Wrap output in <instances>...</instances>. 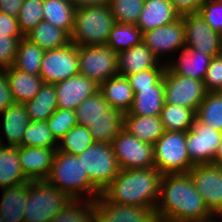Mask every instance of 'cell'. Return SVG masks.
Returning <instances> with one entry per match:
<instances>
[{
  "instance_id": "6da1fadb",
  "label": "cell",
  "mask_w": 222,
  "mask_h": 222,
  "mask_svg": "<svg viewBox=\"0 0 222 222\" xmlns=\"http://www.w3.org/2000/svg\"><path fill=\"white\" fill-rule=\"evenodd\" d=\"M155 210L159 222H186L212 215L189 173L162 175Z\"/></svg>"
},
{
  "instance_id": "7a4b0ae2",
  "label": "cell",
  "mask_w": 222,
  "mask_h": 222,
  "mask_svg": "<svg viewBox=\"0 0 222 222\" xmlns=\"http://www.w3.org/2000/svg\"><path fill=\"white\" fill-rule=\"evenodd\" d=\"M161 178L156 167L120 170L101 194L112 203L156 208Z\"/></svg>"
},
{
  "instance_id": "3957f363",
  "label": "cell",
  "mask_w": 222,
  "mask_h": 222,
  "mask_svg": "<svg viewBox=\"0 0 222 222\" xmlns=\"http://www.w3.org/2000/svg\"><path fill=\"white\" fill-rule=\"evenodd\" d=\"M46 180L74 200H96L101 194L90 182L78 156L62 151L55 152Z\"/></svg>"
},
{
  "instance_id": "277c9868",
  "label": "cell",
  "mask_w": 222,
  "mask_h": 222,
  "mask_svg": "<svg viewBox=\"0 0 222 222\" xmlns=\"http://www.w3.org/2000/svg\"><path fill=\"white\" fill-rule=\"evenodd\" d=\"M115 23L109 5L78 8L70 42L78 47L106 44Z\"/></svg>"
},
{
  "instance_id": "5b68a950",
  "label": "cell",
  "mask_w": 222,
  "mask_h": 222,
  "mask_svg": "<svg viewBox=\"0 0 222 222\" xmlns=\"http://www.w3.org/2000/svg\"><path fill=\"white\" fill-rule=\"evenodd\" d=\"M72 199L47 180L28 182L24 222H51Z\"/></svg>"
},
{
  "instance_id": "8992f818",
  "label": "cell",
  "mask_w": 222,
  "mask_h": 222,
  "mask_svg": "<svg viewBox=\"0 0 222 222\" xmlns=\"http://www.w3.org/2000/svg\"><path fill=\"white\" fill-rule=\"evenodd\" d=\"M154 167L164 174L188 173L194 166L186 150V132L165 131L153 145Z\"/></svg>"
},
{
  "instance_id": "52a82bcc",
  "label": "cell",
  "mask_w": 222,
  "mask_h": 222,
  "mask_svg": "<svg viewBox=\"0 0 222 222\" xmlns=\"http://www.w3.org/2000/svg\"><path fill=\"white\" fill-rule=\"evenodd\" d=\"M90 182L102 192L119 174L120 168L112 145L95 142L77 155Z\"/></svg>"
},
{
  "instance_id": "ba28073f",
  "label": "cell",
  "mask_w": 222,
  "mask_h": 222,
  "mask_svg": "<svg viewBox=\"0 0 222 222\" xmlns=\"http://www.w3.org/2000/svg\"><path fill=\"white\" fill-rule=\"evenodd\" d=\"M78 58L79 74L98 85L118 74V54L106 44L80 46Z\"/></svg>"
},
{
  "instance_id": "9c48e42d",
  "label": "cell",
  "mask_w": 222,
  "mask_h": 222,
  "mask_svg": "<svg viewBox=\"0 0 222 222\" xmlns=\"http://www.w3.org/2000/svg\"><path fill=\"white\" fill-rule=\"evenodd\" d=\"M164 103L198 110L206 90L203 81L171 72L166 68L163 75Z\"/></svg>"
},
{
  "instance_id": "30bf717a",
  "label": "cell",
  "mask_w": 222,
  "mask_h": 222,
  "mask_svg": "<svg viewBox=\"0 0 222 222\" xmlns=\"http://www.w3.org/2000/svg\"><path fill=\"white\" fill-rule=\"evenodd\" d=\"M120 170L154 167L153 145L122 129L111 142Z\"/></svg>"
},
{
  "instance_id": "8fae6325",
  "label": "cell",
  "mask_w": 222,
  "mask_h": 222,
  "mask_svg": "<svg viewBox=\"0 0 222 222\" xmlns=\"http://www.w3.org/2000/svg\"><path fill=\"white\" fill-rule=\"evenodd\" d=\"M78 74V46L70 42L64 47L44 51L39 73L43 83L55 84Z\"/></svg>"
},
{
  "instance_id": "7c38bea8",
  "label": "cell",
  "mask_w": 222,
  "mask_h": 222,
  "mask_svg": "<svg viewBox=\"0 0 222 222\" xmlns=\"http://www.w3.org/2000/svg\"><path fill=\"white\" fill-rule=\"evenodd\" d=\"M186 47L214 57L222 53V34L211 28L199 12L181 15Z\"/></svg>"
},
{
  "instance_id": "4fadbf2b",
  "label": "cell",
  "mask_w": 222,
  "mask_h": 222,
  "mask_svg": "<svg viewBox=\"0 0 222 222\" xmlns=\"http://www.w3.org/2000/svg\"><path fill=\"white\" fill-rule=\"evenodd\" d=\"M222 142V132L201 123L197 118L186 131V150L194 165L212 164L216 150Z\"/></svg>"
},
{
  "instance_id": "5bb4252c",
  "label": "cell",
  "mask_w": 222,
  "mask_h": 222,
  "mask_svg": "<svg viewBox=\"0 0 222 222\" xmlns=\"http://www.w3.org/2000/svg\"><path fill=\"white\" fill-rule=\"evenodd\" d=\"M188 173L208 210L212 214L222 215V167L214 164L194 165Z\"/></svg>"
},
{
  "instance_id": "9a60e30c",
  "label": "cell",
  "mask_w": 222,
  "mask_h": 222,
  "mask_svg": "<svg viewBox=\"0 0 222 222\" xmlns=\"http://www.w3.org/2000/svg\"><path fill=\"white\" fill-rule=\"evenodd\" d=\"M143 43L159 59L163 60V55H175L181 48L186 47L185 25L180 17L173 23L162 25L155 29L143 32ZM175 51V52H174ZM174 52V53H173ZM173 53V54H172Z\"/></svg>"
},
{
  "instance_id": "2e32d148",
  "label": "cell",
  "mask_w": 222,
  "mask_h": 222,
  "mask_svg": "<svg viewBox=\"0 0 222 222\" xmlns=\"http://www.w3.org/2000/svg\"><path fill=\"white\" fill-rule=\"evenodd\" d=\"M96 222H159L155 208L108 201L102 194L95 200Z\"/></svg>"
},
{
  "instance_id": "e0dca14e",
  "label": "cell",
  "mask_w": 222,
  "mask_h": 222,
  "mask_svg": "<svg viewBox=\"0 0 222 222\" xmlns=\"http://www.w3.org/2000/svg\"><path fill=\"white\" fill-rule=\"evenodd\" d=\"M57 108L75 110L83 100L99 90V85L84 75H75L54 84Z\"/></svg>"
},
{
  "instance_id": "ac0fdd59",
  "label": "cell",
  "mask_w": 222,
  "mask_h": 222,
  "mask_svg": "<svg viewBox=\"0 0 222 222\" xmlns=\"http://www.w3.org/2000/svg\"><path fill=\"white\" fill-rule=\"evenodd\" d=\"M57 148L19 147V162L25 176L31 180H46L51 171Z\"/></svg>"
},
{
  "instance_id": "d6986e66",
  "label": "cell",
  "mask_w": 222,
  "mask_h": 222,
  "mask_svg": "<svg viewBox=\"0 0 222 222\" xmlns=\"http://www.w3.org/2000/svg\"><path fill=\"white\" fill-rule=\"evenodd\" d=\"M179 51L174 60L170 56L162 62L166 63L167 68L173 73L203 81L212 57L187 47Z\"/></svg>"
},
{
  "instance_id": "ffe728a7",
  "label": "cell",
  "mask_w": 222,
  "mask_h": 222,
  "mask_svg": "<svg viewBox=\"0 0 222 222\" xmlns=\"http://www.w3.org/2000/svg\"><path fill=\"white\" fill-rule=\"evenodd\" d=\"M154 67H167L142 42L128 50L118 53V74L129 76Z\"/></svg>"
},
{
  "instance_id": "44dd1931",
  "label": "cell",
  "mask_w": 222,
  "mask_h": 222,
  "mask_svg": "<svg viewBox=\"0 0 222 222\" xmlns=\"http://www.w3.org/2000/svg\"><path fill=\"white\" fill-rule=\"evenodd\" d=\"M0 115H2V132H4L0 131V144L5 145L4 142L7 140L6 146H22V137L30 122L24 104L13 103L0 112ZM3 136H5L4 141Z\"/></svg>"
},
{
  "instance_id": "7402d4cb",
  "label": "cell",
  "mask_w": 222,
  "mask_h": 222,
  "mask_svg": "<svg viewBox=\"0 0 222 222\" xmlns=\"http://www.w3.org/2000/svg\"><path fill=\"white\" fill-rule=\"evenodd\" d=\"M181 15L170 0H145L144 8L136 26L146 32L162 25L175 22Z\"/></svg>"
},
{
  "instance_id": "603a6c76",
  "label": "cell",
  "mask_w": 222,
  "mask_h": 222,
  "mask_svg": "<svg viewBox=\"0 0 222 222\" xmlns=\"http://www.w3.org/2000/svg\"><path fill=\"white\" fill-rule=\"evenodd\" d=\"M134 99L124 115L160 116L164 105L163 77L151 88H132Z\"/></svg>"
},
{
  "instance_id": "cb8c5ba5",
  "label": "cell",
  "mask_w": 222,
  "mask_h": 222,
  "mask_svg": "<svg viewBox=\"0 0 222 222\" xmlns=\"http://www.w3.org/2000/svg\"><path fill=\"white\" fill-rule=\"evenodd\" d=\"M99 91L111 108L123 114L128 113L133 103L134 93L126 76L114 75L99 85Z\"/></svg>"
},
{
  "instance_id": "d4e9b609",
  "label": "cell",
  "mask_w": 222,
  "mask_h": 222,
  "mask_svg": "<svg viewBox=\"0 0 222 222\" xmlns=\"http://www.w3.org/2000/svg\"><path fill=\"white\" fill-rule=\"evenodd\" d=\"M123 129L138 140L152 145L165 132L160 116L124 115Z\"/></svg>"
},
{
  "instance_id": "484cf974",
  "label": "cell",
  "mask_w": 222,
  "mask_h": 222,
  "mask_svg": "<svg viewBox=\"0 0 222 222\" xmlns=\"http://www.w3.org/2000/svg\"><path fill=\"white\" fill-rule=\"evenodd\" d=\"M14 103L24 104L34 98L43 84L39 75L22 72L13 66L5 69Z\"/></svg>"
},
{
  "instance_id": "4316f807",
  "label": "cell",
  "mask_w": 222,
  "mask_h": 222,
  "mask_svg": "<svg viewBox=\"0 0 222 222\" xmlns=\"http://www.w3.org/2000/svg\"><path fill=\"white\" fill-rule=\"evenodd\" d=\"M30 180L25 176L19 162V147L0 144L1 190Z\"/></svg>"
},
{
  "instance_id": "83f0119b",
  "label": "cell",
  "mask_w": 222,
  "mask_h": 222,
  "mask_svg": "<svg viewBox=\"0 0 222 222\" xmlns=\"http://www.w3.org/2000/svg\"><path fill=\"white\" fill-rule=\"evenodd\" d=\"M0 215L5 222H24L23 211L28 197V182L2 190Z\"/></svg>"
},
{
  "instance_id": "f1b7e54d",
  "label": "cell",
  "mask_w": 222,
  "mask_h": 222,
  "mask_svg": "<svg viewBox=\"0 0 222 222\" xmlns=\"http://www.w3.org/2000/svg\"><path fill=\"white\" fill-rule=\"evenodd\" d=\"M24 106L30 121H46L57 109L54 84L43 83L39 92Z\"/></svg>"
},
{
  "instance_id": "f546056e",
  "label": "cell",
  "mask_w": 222,
  "mask_h": 222,
  "mask_svg": "<svg viewBox=\"0 0 222 222\" xmlns=\"http://www.w3.org/2000/svg\"><path fill=\"white\" fill-rule=\"evenodd\" d=\"M25 38L44 51L61 48L70 43V36L64 30L44 20L28 32Z\"/></svg>"
},
{
  "instance_id": "4dcf8cb0",
  "label": "cell",
  "mask_w": 222,
  "mask_h": 222,
  "mask_svg": "<svg viewBox=\"0 0 222 222\" xmlns=\"http://www.w3.org/2000/svg\"><path fill=\"white\" fill-rule=\"evenodd\" d=\"M75 10L69 0H43V20L64 30L69 36L73 30Z\"/></svg>"
},
{
  "instance_id": "1f68e13d",
  "label": "cell",
  "mask_w": 222,
  "mask_h": 222,
  "mask_svg": "<svg viewBox=\"0 0 222 222\" xmlns=\"http://www.w3.org/2000/svg\"><path fill=\"white\" fill-rule=\"evenodd\" d=\"M124 114L117 109L110 108L103 117L98 118L88 125V129L95 142L109 143L117 136L123 129Z\"/></svg>"
},
{
  "instance_id": "d6a6232c",
  "label": "cell",
  "mask_w": 222,
  "mask_h": 222,
  "mask_svg": "<svg viewBox=\"0 0 222 222\" xmlns=\"http://www.w3.org/2000/svg\"><path fill=\"white\" fill-rule=\"evenodd\" d=\"M44 50L23 37L18 44L13 67L27 74L39 75Z\"/></svg>"
},
{
  "instance_id": "836d02e7",
  "label": "cell",
  "mask_w": 222,
  "mask_h": 222,
  "mask_svg": "<svg viewBox=\"0 0 222 222\" xmlns=\"http://www.w3.org/2000/svg\"><path fill=\"white\" fill-rule=\"evenodd\" d=\"M143 42V32L136 24L115 23L106 45L117 54Z\"/></svg>"
},
{
  "instance_id": "e575fe53",
  "label": "cell",
  "mask_w": 222,
  "mask_h": 222,
  "mask_svg": "<svg viewBox=\"0 0 222 222\" xmlns=\"http://www.w3.org/2000/svg\"><path fill=\"white\" fill-rule=\"evenodd\" d=\"M160 118L165 131L186 132L192 128L196 112L190 108L164 103Z\"/></svg>"
},
{
  "instance_id": "d590c367",
  "label": "cell",
  "mask_w": 222,
  "mask_h": 222,
  "mask_svg": "<svg viewBox=\"0 0 222 222\" xmlns=\"http://www.w3.org/2000/svg\"><path fill=\"white\" fill-rule=\"evenodd\" d=\"M196 118L222 132V92H207L196 111Z\"/></svg>"
},
{
  "instance_id": "8d00e7d4",
  "label": "cell",
  "mask_w": 222,
  "mask_h": 222,
  "mask_svg": "<svg viewBox=\"0 0 222 222\" xmlns=\"http://www.w3.org/2000/svg\"><path fill=\"white\" fill-rule=\"evenodd\" d=\"M51 222H96L95 200L72 199Z\"/></svg>"
},
{
  "instance_id": "74e56055",
  "label": "cell",
  "mask_w": 222,
  "mask_h": 222,
  "mask_svg": "<svg viewBox=\"0 0 222 222\" xmlns=\"http://www.w3.org/2000/svg\"><path fill=\"white\" fill-rule=\"evenodd\" d=\"M110 108L109 103L98 90L95 94L83 100L74 110L76 122L79 125L88 127L91 122L103 117V114Z\"/></svg>"
},
{
  "instance_id": "f35d334b",
  "label": "cell",
  "mask_w": 222,
  "mask_h": 222,
  "mask_svg": "<svg viewBox=\"0 0 222 222\" xmlns=\"http://www.w3.org/2000/svg\"><path fill=\"white\" fill-rule=\"evenodd\" d=\"M94 143L90 130L83 125L76 124L60 140L57 151L78 155Z\"/></svg>"
},
{
  "instance_id": "ab89813d",
  "label": "cell",
  "mask_w": 222,
  "mask_h": 222,
  "mask_svg": "<svg viewBox=\"0 0 222 222\" xmlns=\"http://www.w3.org/2000/svg\"><path fill=\"white\" fill-rule=\"evenodd\" d=\"M22 146L58 148L46 121H30L22 137Z\"/></svg>"
},
{
  "instance_id": "60d3db41",
  "label": "cell",
  "mask_w": 222,
  "mask_h": 222,
  "mask_svg": "<svg viewBox=\"0 0 222 222\" xmlns=\"http://www.w3.org/2000/svg\"><path fill=\"white\" fill-rule=\"evenodd\" d=\"M145 0H110L109 7L116 23L137 24Z\"/></svg>"
},
{
  "instance_id": "b9f144b4",
  "label": "cell",
  "mask_w": 222,
  "mask_h": 222,
  "mask_svg": "<svg viewBox=\"0 0 222 222\" xmlns=\"http://www.w3.org/2000/svg\"><path fill=\"white\" fill-rule=\"evenodd\" d=\"M43 20V0H24L17 16L20 30L25 36Z\"/></svg>"
},
{
  "instance_id": "7bdbcfd3",
  "label": "cell",
  "mask_w": 222,
  "mask_h": 222,
  "mask_svg": "<svg viewBox=\"0 0 222 222\" xmlns=\"http://www.w3.org/2000/svg\"><path fill=\"white\" fill-rule=\"evenodd\" d=\"M54 139L59 143L64 135L77 124L74 110L57 108L46 120Z\"/></svg>"
},
{
  "instance_id": "ee69618b",
  "label": "cell",
  "mask_w": 222,
  "mask_h": 222,
  "mask_svg": "<svg viewBox=\"0 0 222 222\" xmlns=\"http://www.w3.org/2000/svg\"><path fill=\"white\" fill-rule=\"evenodd\" d=\"M203 83L206 92H222V53L212 57Z\"/></svg>"
},
{
  "instance_id": "f6af8a7d",
  "label": "cell",
  "mask_w": 222,
  "mask_h": 222,
  "mask_svg": "<svg viewBox=\"0 0 222 222\" xmlns=\"http://www.w3.org/2000/svg\"><path fill=\"white\" fill-rule=\"evenodd\" d=\"M167 67H154L126 76L131 88H151L164 75Z\"/></svg>"
},
{
  "instance_id": "bcb514c9",
  "label": "cell",
  "mask_w": 222,
  "mask_h": 222,
  "mask_svg": "<svg viewBox=\"0 0 222 222\" xmlns=\"http://www.w3.org/2000/svg\"><path fill=\"white\" fill-rule=\"evenodd\" d=\"M199 13L213 30L222 34V0H205Z\"/></svg>"
},
{
  "instance_id": "7dc6e473",
  "label": "cell",
  "mask_w": 222,
  "mask_h": 222,
  "mask_svg": "<svg viewBox=\"0 0 222 222\" xmlns=\"http://www.w3.org/2000/svg\"><path fill=\"white\" fill-rule=\"evenodd\" d=\"M22 38L0 35V70L13 66L18 44Z\"/></svg>"
},
{
  "instance_id": "c3c4849f",
  "label": "cell",
  "mask_w": 222,
  "mask_h": 222,
  "mask_svg": "<svg viewBox=\"0 0 222 222\" xmlns=\"http://www.w3.org/2000/svg\"><path fill=\"white\" fill-rule=\"evenodd\" d=\"M0 35L10 37H25L20 30L16 17L0 12Z\"/></svg>"
},
{
  "instance_id": "681fc988",
  "label": "cell",
  "mask_w": 222,
  "mask_h": 222,
  "mask_svg": "<svg viewBox=\"0 0 222 222\" xmlns=\"http://www.w3.org/2000/svg\"><path fill=\"white\" fill-rule=\"evenodd\" d=\"M14 103L8 79L4 70H0V112Z\"/></svg>"
},
{
  "instance_id": "f907efd6",
  "label": "cell",
  "mask_w": 222,
  "mask_h": 222,
  "mask_svg": "<svg viewBox=\"0 0 222 222\" xmlns=\"http://www.w3.org/2000/svg\"><path fill=\"white\" fill-rule=\"evenodd\" d=\"M180 15L199 12L205 0H170Z\"/></svg>"
},
{
  "instance_id": "816d5d0a",
  "label": "cell",
  "mask_w": 222,
  "mask_h": 222,
  "mask_svg": "<svg viewBox=\"0 0 222 222\" xmlns=\"http://www.w3.org/2000/svg\"><path fill=\"white\" fill-rule=\"evenodd\" d=\"M23 1L24 0H0V12L17 18Z\"/></svg>"
},
{
  "instance_id": "f5cc1de1",
  "label": "cell",
  "mask_w": 222,
  "mask_h": 222,
  "mask_svg": "<svg viewBox=\"0 0 222 222\" xmlns=\"http://www.w3.org/2000/svg\"><path fill=\"white\" fill-rule=\"evenodd\" d=\"M69 1L76 9L86 6H107L110 3V0H69Z\"/></svg>"
},
{
  "instance_id": "db71d44e",
  "label": "cell",
  "mask_w": 222,
  "mask_h": 222,
  "mask_svg": "<svg viewBox=\"0 0 222 222\" xmlns=\"http://www.w3.org/2000/svg\"><path fill=\"white\" fill-rule=\"evenodd\" d=\"M217 217L219 220L217 219ZM221 218H222V215L220 214H212L211 216L206 217L204 219H197V220H191V221H186V222H221L220 221Z\"/></svg>"
},
{
  "instance_id": "11a10c76",
  "label": "cell",
  "mask_w": 222,
  "mask_h": 222,
  "mask_svg": "<svg viewBox=\"0 0 222 222\" xmlns=\"http://www.w3.org/2000/svg\"><path fill=\"white\" fill-rule=\"evenodd\" d=\"M212 164L222 167V142L219 144L216 150V155Z\"/></svg>"
},
{
  "instance_id": "9f6ffc18",
  "label": "cell",
  "mask_w": 222,
  "mask_h": 222,
  "mask_svg": "<svg viewBox=\"0 0 222 222\" xmlns=\"http://www.w3.org/2000/svg\"><path fill=\"white\" fill-rule=\"evenodd\" d=\"M0 222H5L1 215H0Z\"/></svg>"
}]
</instances>
